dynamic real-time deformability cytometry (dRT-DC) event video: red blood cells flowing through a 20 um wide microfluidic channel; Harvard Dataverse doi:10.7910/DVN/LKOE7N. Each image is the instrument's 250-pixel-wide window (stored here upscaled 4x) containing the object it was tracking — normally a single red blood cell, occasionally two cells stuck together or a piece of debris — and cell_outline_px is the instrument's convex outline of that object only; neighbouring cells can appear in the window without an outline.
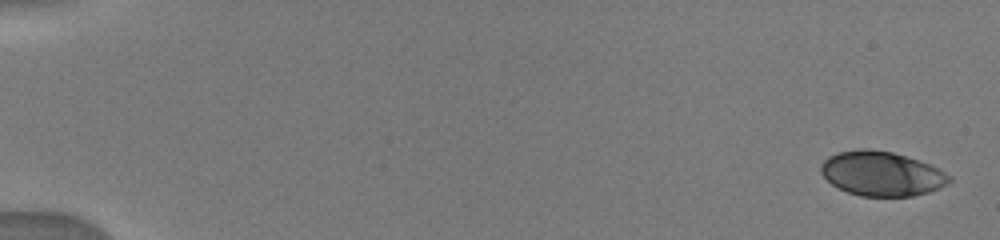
{"species": "human", "species_latin": "Homo sapiens", "temperature_condition": "warm", "stored_images_in_passage": 11, "camera_frame_rate_fps": 3000, "um_per_image_px": 0.085, "donor": {"sex": "male"}, "frame": {"image": 1, "passage_image": 1, "time_ms": 0.0, "image_size_px": [1000, 240], "cell_outline_px": [[952, 180], [948, 184], [940, 188], [928, 192], [912, 196], [860, 196], [836, 188], [820, 172], [820, 164], [828, 156], [836, 152], [864, 148], [868, 148], [892, 152], [928, 164], [952, 176]], "centroid_in_image_um": [74.91, 14.76], "position_along_channel_um": 10.1, "area_um2": 33.29}}
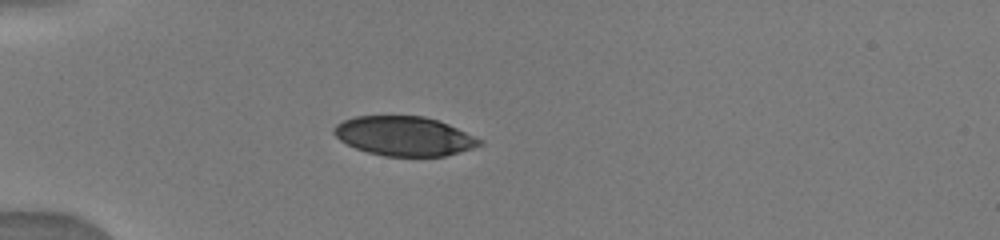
{"frame": {"image": 2, "passage_image": 7, "time_ms": 4.667, "image_size_px": [1000, 240], "cell_outline_px": [[484, 144], [472, 148], [444, 156], [384, 156], [368, 152], [356, 148], [340, 140], [332, 132], [332, 128], [336, 124], [344, 120], [356, 116], [424, 116], [448, 124], [484, 140]], "centroid_in_image_um": [34.36, 11.57], "position_along_channel_um": 50.6, "area_um2": 33.29}}
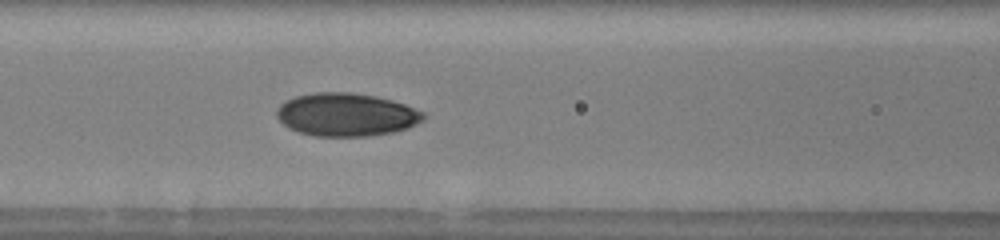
{"frame": {"image": 3, "passage_image": 11, "time_ms": 7.333, "image_size_px": [1000, 240], "cell_outline_px": [[428, 116], [424, 120], [408, 128], [392, 132], [368, 136], [316, 136], [300, 132], [288, 128], [276, 116], [276, 108], [284, 100], [296, 96], [316, 92], [352, 92], [376, 96], [392, 100], [404, 104], [424, 112]], "centroid_in_image_um": [29.44, 9.73], "position_along_channel_um": 137.2, "area_um2": 37.05}}